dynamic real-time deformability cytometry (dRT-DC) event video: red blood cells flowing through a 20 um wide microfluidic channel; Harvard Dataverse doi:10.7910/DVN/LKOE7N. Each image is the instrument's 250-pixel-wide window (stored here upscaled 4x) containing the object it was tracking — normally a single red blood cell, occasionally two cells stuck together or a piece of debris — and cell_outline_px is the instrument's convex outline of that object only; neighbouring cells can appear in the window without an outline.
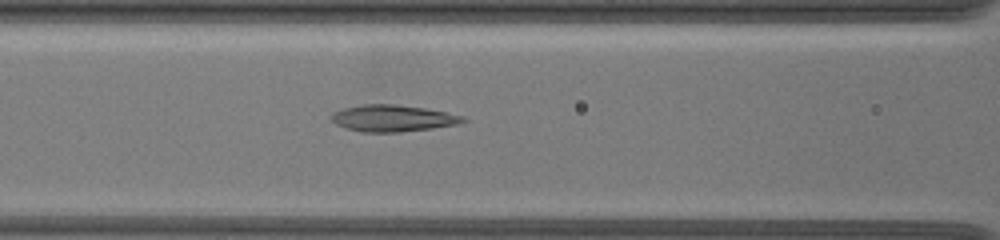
{"species": "common noctule bat (a hibernating species)", "species_latin": "Nyctalus noctula", "temperature_condition": "warm", "stored_images_in_passage": 6, "camera_frame_rate_fps": 3000, "um_per_image_px": 0.085, "animal": {"sex": "female", "body_mass_g": 19.5, "forearm_length_mm": 54.1}, "frame": {"image": 1, "passage_image": 5, "time_ms": 2.667, "image_size_px": [1000, 240], "cell_outline_px": [[468, 120], [456, 124], [432, 128], [400, 132], [360, 132], [344, 128], [336, 124], [332, 120], [332, 112], [344, 108], [360, 104], [396, 104], [424, 108], [464, 116]], "centroid_in_image_um": [33.35, 10.05], "position_along_channel_um": 133.3, "area_um2": 20.4}}